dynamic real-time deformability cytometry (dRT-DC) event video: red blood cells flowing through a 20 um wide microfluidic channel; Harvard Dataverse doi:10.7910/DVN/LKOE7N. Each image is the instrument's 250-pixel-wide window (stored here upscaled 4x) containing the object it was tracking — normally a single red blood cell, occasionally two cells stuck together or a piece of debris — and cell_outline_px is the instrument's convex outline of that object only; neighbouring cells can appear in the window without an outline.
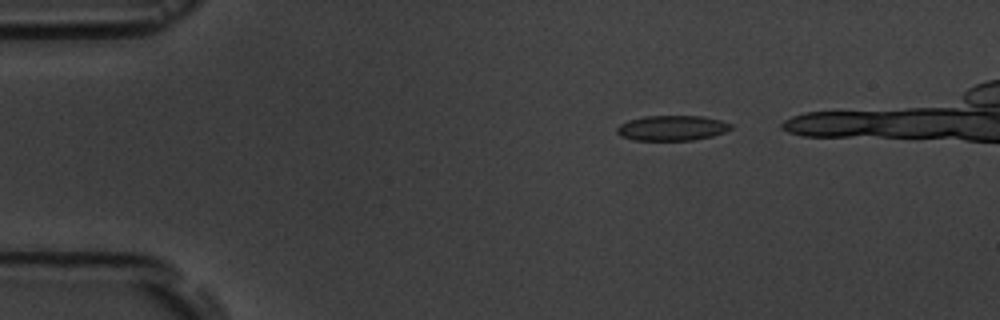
{"species": "common noctule bat (a hibernating species)", "species_latin": "Nyctalus noctula", "temperature_condition": "room temperature", "stored_images_in_passage": 5, "camera_frame_rate_fps": 3000, "um_per_image_px": 0.085, "animal": {"sex": "male", "body_mass_g": 19.5, "forearm_length_mm": 54.6}, "frame": {"image": 1, "passage_image": 2, "time_ms": 1.0, "image_size_px": [1000, 320], "cell_outline_px": [[732, 128], [724, 132], [712, 136], [692, 140], [632, 140], [620, 136], [616, 132], [616, 128], [620, 124], [628, 120], [644, 116], [704, 116], [720, 120], [732, 124]], "centroid_in_image_um": [57.09, 10.88], "position_along_channel_um": 27.9, "area_um2": 16.76}}